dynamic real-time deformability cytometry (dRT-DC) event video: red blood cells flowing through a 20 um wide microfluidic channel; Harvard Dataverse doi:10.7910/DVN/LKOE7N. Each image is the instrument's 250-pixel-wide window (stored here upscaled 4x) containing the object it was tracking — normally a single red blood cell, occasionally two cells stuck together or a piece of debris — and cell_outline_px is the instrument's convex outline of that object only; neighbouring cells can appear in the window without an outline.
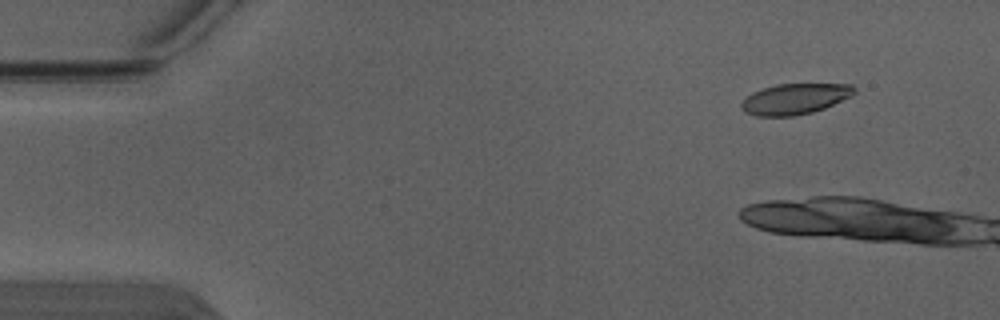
{"species": "Egyptian fruit bat (a non-hibernating species)", "species_latin": "Rousettus aegyptiacus", "temperature_condition": "warm", "stored_images_in_passage": 7, "camera_frame_rate_fps": 3000, "um_per_image_px": 0.085, "animal": {"sex": "male"}, "frame": {"image": 1, "passage_image": 2, "time_ms": 0.333, "image_size_px": [1000, 320], "cell_outline_px": [[856, 92], [852, 96], [824, 108], [812, 112], [792, 116], [756, 116], [744, 112], [740, 108], [740, 104], [752, 92], [776, 84], [852, 84], [856, 88]], "centroid_in_image_um": [67.57, 8.4], "position_along_channel_um": 17.4, "area_um2": 20.23}}